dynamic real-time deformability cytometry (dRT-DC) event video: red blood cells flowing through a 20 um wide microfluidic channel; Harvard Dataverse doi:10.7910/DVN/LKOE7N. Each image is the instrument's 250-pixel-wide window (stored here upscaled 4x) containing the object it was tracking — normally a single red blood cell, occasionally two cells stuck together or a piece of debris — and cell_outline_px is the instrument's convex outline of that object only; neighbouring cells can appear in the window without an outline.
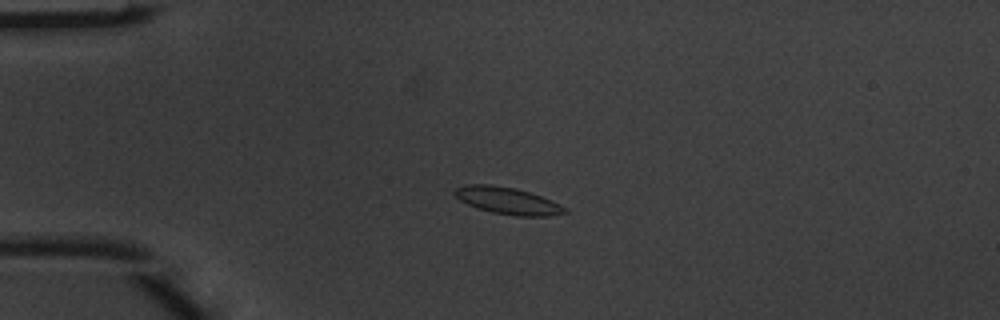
{"species": "common noctule bat (a hibernating species)", "species_latin": "Nyctalus noctula", "temperature_condition": "warm", "stored_images_in_passage": 4, "camera_frame_rate_fps": 3000, "um_per_image_px": 0.085, "animal": {"sex": "male", "body_mass_g": 20.1, "forearm_length_mm": 53.5}, "frame": {"image": 1, "passage_image": 4, "time_ms": 1.0, "image_size_px": [1000, 320], "cell_outline_px": [[568, 212], [548, 216], [516, 216], [492, 212], [468, 204], [460, 200], [452, 192], [456, 188], [464, 184], [488, 184], [516, 188], [540, 196], [568, 208]], "centroid_in_image_um": [43.13, 17.05], "position_along_channel_um": 41.9, "area_um2": 17.11}}